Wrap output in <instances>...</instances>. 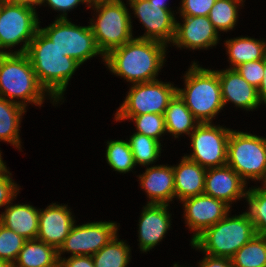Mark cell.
<instances>
[{"label": "cell", "instance_id": "obj_1", "mask_svg": "<svg viewBox=\"0 0 266 267\" xmlns=\"http://www.w3.org/2000/svg\"><path fill=\"white\" fill-rule=\"evenodd\" d=\"M167 47L159 41L135 37L110 51L104 56V62L114 75L127 82H151L158 80V73L166 62Z\"/></svg>", "mask_w": 266, "mask_h": 267}, {"label": "cell", "instance_id": "obj_2", "mask_svg": "<svg viewBox=\"0 0 266 267\" xmlns=\"http://www.w3.org/2000/svg\"><path fill=\"white\" fill-rule=\"evenodd\" d=\"M39 84L57 102H62L72 75L81 66L63 53L40 30L25 52Z\"/></svg>", "mask_w": 266, "mask_h": 267}, {"label": "cell", "instance_id": "obj_3", "mask_svg": "<svg viewBox=\"0 0 266 267\" xmlns=\"http://www.w3.org/2000/svg\"><path fill=\"white\" fill-rule=\"evenodd\" d=\"M46 96L53 105L58 104L39 84L25 53L0 54V97L26 109L28 103L42 106Z\"/></svg>", "mask_w": 266, "mask_h": 267}, {"label": "cell", "instance_id": "obj_4", "mask_svg": "<svg viewBox=\"0 0 266 267\" xmlns=\"http://www.w3.org/2000/svg\"><path fill=\"white\" fill-rule=\"evenodd\" d=\"M183 79L185 87H177L176 93L200 123L212 122L224 108L217 70L200 67L194 61Z\"/></svg>", "mask_w": 266, "mask_h": 267}, {"label": "cell", "instance_id": "obj_5", "mask_svg": "<svg viewBox=\"0 0 266 267\" xmlns=\"http://www.w3.org/2000/svg\"><path fill=\"white\" fill-rule=\"evenodd\" d=\"M229 213L215 225L206 228L191 243L192 248L216 257L232 258L255 235L248 213L231 216Z\"/></svg>", "mask_w": 266, "mask_h": 267}, {"label": "cell", "instance_id": "obj_6", "mask_svg": "<svg viewBox=\"0 0 266 267\" xmlns=\"http://www.w3.org/2000/svg\"><path fill=\"white\" fill-rule=\"evenodd\" d=\"M126 5L123 0H92L87 6L97 14L89 25L103 56L134 38L132 16Z\"/></svg>", "mask_w": 266, "mask_h": 267}, {"label": "cell", "instance_id": "obj_7", "mask_svg": "<svg viewBox=\"0 0 266 267\" xmlns=\"http://www.w3.org/2000/svg\"><path fill=\"white\" fill-rule=\"evenodd\" d=\"M227 165L246 183L251 179L266 186V138L232 129L227 145Z\"/></svg>", "mask_w": 266, "mask_h": 267}, {"label": "cell", "instance_id": "obj_8", "mask_svg": "<svg viewBox=\"0 0 266 267\" xmlns=\"http://www.w3.org/2000/svg\"><path fill=\"white\" fill-rule=\"evenodd\" d=\"M39 21L34 8L0 0V54L25 53L40 28ZM21 43L19 50H10Z\"/></svg>", "mask_w": 266, "mask_h": 267}, {"label": "cell", "instance_id": "obj_9", "mask_svg": "<svg viewBox=\"0 0 266 267\" xmlns=\"http://www.w3.org/2000/svg\"><path fill=\"white\" fill-rule=\"evenodd\" d=\"M130 87L125 100L115 113L116 121L122 122L147 113L164 114L177 89L170 82L159 80L134 83Z\"/></svg>", "mask_w": 266, "mask_h": 267}, {"label": "cell", "instance_id": "obj_10", "mask_svg": "<svg viewBox=\"0 0 266 267\" xmlns=\"http://www.w3.org/2000/svg\"><path fill=\"white\" fill-rule=\"evenodd\" d=\"M39 30L55 44L65 56L75 59L81 65L87 60L104 56L99 51L90 25L79 26L69 19H56L51 25Z\"/></svg>", "mask_w": 266, "mask_h": 267}, {"label": "cell", "instance_id": "obj_11", "mask_svg": "<svg viewBox=\"0 0 266 267\" xmlns=\"http://www.w3.org/2000/svg\"><path fill=\"white\" fill-rule=\"evenodd\" d=\"M232 129L212 122L199 123L190 134L192 153L188 159L208 169L227 165V145Z\"/></svg>", "mask_w": 266, "mask_h": 267}, {"label": "cell", "instance_id": "obj_12", "mask_svg": "<svg viewBox=\"0 0 266 267\" xmlns=\"http://www.w3.org/2000/svg\"><path fill=\"white\" fill-rule=\"evenodd\" d=\"M118 228L115 221H95L82 225H76L75 222L58 250V258L65 252L71 253V256H92L117 235Z\"/></svg>", "mask_w": 266, "mask_h": 267}, {"label": "cell", "instance_id": "obj_13", "mask_svg": "<svg viewBox=\"0 0 266 267\" xmlns=\"http://www.w3.org/2000/svg\"><path fill=\"white\" fill-rule=\"evenodd\" d=\"M126 3L145 27L144 34L136 38L159 41L167 46L172 44L177 21L174 11L150 4L149 0H127Z\"/></svg>", "mask_w": 266, "mask_h": 267}, {"label": "cell", "instance_id": "obj_14", "mask_svg": "<svg viewBox=\"0 0 266 267\" xmlns=\"http://www.w3.org/2000/svg\"><path fill=\"white\" fill-rule=\"evenodd\" d=\"M181 202L186 225L193 231L190 242L206 228L222 220L231 210L223 201L205 194L190 197Z\"/></svg>", "mask_w": 266, "mask_h": 267}, {"label": "cell", "instance_id": "obj_15", "mask_svg": "<svg viewBox=\"0 0 266 267\" xmlns=\"http://www.w3.org/2000/svg\"><path fill=\"white\" fill-rule=\"evenodd\" d=\"M182 24L176 21L173 46L189 50H205L219 43V33L208 16H179Z\"/></svg>", "mask_w": 266, "mask_h": 267}, {"label": "cell", "instance_id": "obj_16", "mask_svg": "<svg viewBox=\"0 0 266 267\" xmlns=\"http://www.w3.org/2000/svg\"><path fill=\"white\" fill-rule=\"evenodd\" d=\"M247 192V183L230 166L206 170L205 195L221 200L231 208L232 202L246 198Z\"/></svg>", "mask_w": 266, "mask_h": 267}, {"label": "cell", "instance_id": "obj_17", "mask_svg": "<svg viewBox=\"0 0 266 267\" xmlns=\"http://www.w3.org/2000/svg\"><path fill=\"white\" fill-rule=\"evenodd\" d=\"M74 218L71 209L65 204L52 203L45 209H40L36 239L59 250L76 222Z\"/></svg>", "mask_w": 266, "mask_h": 267}, {"label": "cell", "instance_id": "obj_18", "mask_svg": "<svg viewBox=\"0 0 266 267\" xmlns=\"http://www.w3.org/2000/svg\"><path fill=\"white\" fill-rule=\"evenodd\" d=\"M169 205L146 204L139 217V248L143 253L153 249L171 228Z\"/></svg>", "mask_w": 266, "mask_h": 267}, {"label": "cell", "instance_id": "obj_19", "mask_svg": "<svg viewBox=\"0 0 266 267\" xmlns=\"http://www.w3.org/2000/svg\"><path fill=\"white\" fill-rule=\"evenodd\" d=\"M223 105L231 102L237 108L252 111L261 105L257 88L249 84L235 69L217 70Z\"/></svg>", "mask_w": 266, "mask_h": 267}, {"label": "cell", "instance_id": "obj_20", "mask_svg": "<svg viewBox=\"0 0 266 267\" xmlns=\"http://www.w3.org/2000/svg\"><path fill=\"white\" fill-rule=\"evenodd\" d=\"M138 179L141 189H144L150 200L147 204L170 205L169 202L175 198L173 166H146L145 172Z\"/></svg>", "mask_w": 266, "mask_h": 267}, {"label": "cell", "instance_id": "obj_21", "mask_svg": "<svg viewBox=\"0 0 266 267\" xmlns=\"http://www.w3.org/2000/svg\"><path fill=\"white\" fill-rule=\"evenodd\" d=\"M206 168L183 156L173 165L175 198L183 201L204 194Z\"/></svg>", "mask_w": 266, "mask_h": 267}, {"label": "cell", "instance_id": "obj_22", "mask_svg": "<svg viewBox=\"0 0 266 267\" xmlns=\"http://www.w3.org/2000/svg\"><path fill=\"white\" fill-rule=\"evenodd\" d=\"M0 214V223L26 240L36 239L39 230V210L30 204H12Z\"/></svg>", "mask_w": 266, "mask_h": 267}, {"label": "cell", "instance_id": "obj_23", "mask_svg": "<svg viewBox=\"0 0 266 267\" xmlns=\"http://www.w3.org/2000/svg\"><path fill=\"white\" fill-rule=\"evenodd\" d=\"M58 250L38 239L26 240L13 267H59Z\"/></svg>", "mask_w": 266, "mask_h": 267}, {"label": "cell", "instance_id": "obj_24", "mask_svg": "<svg viewBox=\"0 0 266 267\" xmlns=\"http://www.w3.org/2000/svg\"><path fill=\"white\" fill-rule=\"evenodd\" d=\"M225 48L230 60L229 68L235 69L240 64L257 61L266 57V41L251 37H236L225 41Z\"/></svg>", "mask_w": 266, "mask_h": 267}, {"label": "cell", "instance_id": "obj_25", "mask_svg": "<svg viewBox=\"0 0 266 267\" xmlns=\"http://www.w3.org/2000/svg\"><path fill=\"white\" fill-rule=\"evenodd\" d=\"M164 121L166 132L173 135L175 139L182 134L190 136L200 123L177 93L165 109Z\"/></svg>", "mask_w": 266, "mask_h": 267}, {"label": "cell", "instance_id": "obj_26", "mask_svg": "<svg viewBox=\"0 0 266 267\" xmlns=\"http://www.w3.org/2000/svg\"><path fill=\"white\" fill-rule=\"evenodd\" d=\"M26 109L12 101L0 97V141L8 142L21 149L20 125Z\"/></svg>", "mask_w": 266, "mask_h": 267}, {"label": "cell", "instance_id": "obj_27", "mask_svg": "<svg viewBox=\"0 0 266 267\" xmlns=\"http://www.w3.org/2000/svg\"><path fill=\"white\" fill-rule=\"evenodd\" d=\"M130 257V246L126 241L120 240L118 234L92 255L95 267H128Z\"/></svg>", "mask_w": 266, "mask_h": 267}, {"label": "cell", "instance_id": "obj_28", "mask_svg": "<svg viewBox=\"0 0 266 267\" xmlns=\"http://www.w3.org/2000/svg\"><path fill=\"white\" fill-rule=\"evenodd\" d=\"M231 260L233 267H266V237L256 234Z\"/></svg>", "mask_w": 266, "mask_h": 267}, {"label": "cell", "instance_id": "obj_29", "mask_svg": "<svg viewBox=\"0 0 266 267\" xmlns=\"http://www.w3.org/2000/svg\"><path fill=\"white\" fill-rule=\"evenodd\" d=\"M128 143L136 165L149 166L161 156L162 143L146 135L134 132Z\"/></svg>", "mask_w": 266, "mask_h": 267}, {"label": "cell", "instance_id": "obj_30", "mask_svg": "<svg viewBox=\"0 0 266 267\" xmlns=\"http://www.w3.org/2000/svg\"><path fill=\"white\" fill-rule=\"evenodd\" d=\"M244 2L245 0H216L208 18L218 33L234 29L238 22L239 7L243 6Z\"/></svg>", "mask_w": 266, "mask_h": 267}, {"label": "cell", "instance_id": "obj_31", "mask_svg": "<svg viewBox=\"0 0 266 267\" xmlns=\"http://www.w3.org/2000/svg\"><path fill=\"white\" fill-rule=\"evenodd\" d=\"M257 187L248 189L245 198L249 206L247 213L254 224L256 234L266 237V186Z\"/></svg>", "mask_w": 266, "mask_h": 267}, {"label": "cell", "instance_id": "obj_32", "mask_svg": "<svg viewBox=\"0 0 266 267\" xmlns=\"http://www.w3.org/2000/svg\"><path fill=\"white\" fill-rule=\"evenodd\" d=\"M106 145V162L113 171L126 174L135 169L136 164L128 140H110Z\"/></svg>", "mask_w": 266, "mask_h": 267}, {"label": "cell", "instance_id": "obj_33", "mask_svg": "<svg viewBox=\"0 0 266 267\" xmlns=\"http://www.w3.org/2000/svg\"><path fill=\"white\" fill-rule=\"evenodd\" d=\"M130 120L135 123L136 132L161 141L160 137L166 132L164 114L147 113L133 116Z\"/></svg>", "mask_w": 266, "mask_h": 267}, {"label": "cell", "instance_id": "obj_34", "mask_svg": "<svg viewBox=\"0 0 266 267\" xmlns=\"http://www.w3.org/2000/svg\"><path fill=\"white\" fill-rule=\"evenodd\" d=\"M26 239L0 223V259L16 261Z\"/></svg>", "mask_w": 266, "mask_h": 267}, {"label": "cell", "instance_id": "obj_35", "mask_svg": "<svg viewBox=\"0 0 266 267\" xmlns=\"http://www.w3.org/2000/svg\"><path fill=\"white\" fill-rule=\"evenodd\" d=\"M11 176L12 174L6 166L0 170V208L6 207L11 201H14L20 192L19 185Z\"/></svg>", "mask_w": 266, "mask_h": 267}, {"label": "cell", "instance_id": "obj_36", "mask_svg": "<svg viewBox=\"0 0 266 267\" xmlns=\"http://www.w3.org/2000/svg\"><path fill=\"white\" fill-rule=\"evenodd\" d=\"M236 71L252 86L258 89L264 75V59L240 64Z\"/></svg>", "mask_w": 266, "mask_h": 267}, {"label": "cell", "instance_id": "obj_37", "mask_svg": "<svg viewBox=\"0 0 266 267\" xmlns=\"http://www.w3.org/2000/svg\"><path fill=\"white\" fill-rule=\"evenodd\" d=\"M180 16H208L216 0H181Z\"/></svg>", "mask_w": 266, "mask_h": 267}, {"label": "cell", "instance_id": "obj_38", "mask_svg": "<svg viewBox=\"0 0 266 267\" xmlns=\"http://www.w3.org/2000/svg\"><path fill=\"white\" fill-rule=\"evenodd\" d=\"M91 0H43V5L48 6L55 11H60L61 13L55 19H67V12L76 8L80 3H86L90 5Z\"/></svg>", "mask_w": 266, "mask_h": 267}, {"label": "cell", "instance_id": "obj_39", "mask_svg": "<svg viewBox=\"0 0 266 267\" xmlns=\"http://www.w3.org/2000/svg\"><path fill=\"white\" fill-rule=\"evenodd\" d=\"M59 267H95L92 256H70L59 258Z\"/></svg>", "mask_w": 266, "mask_h": 267}, {"label": "cell", "instance_id": "obj_40", "mask_svg": "<svg viewBox=\"0 0 266 267\" xmlns=\"http://www.w3.org/2000/svg\"><path fill=\"white\" fill-rule=\"evenodd\" d=\"M198 264L199 267H233L230 258L216 257L208 254H205L204 258Z\"/></svg>", "mask_w": 266, "mask_h": 267}, {"label": "cell", "instance_id": "obj_41", "mask_svg": "<svg viewBox=\"0 0 266 267\" xmlns=\"http://www.w3.org/2000/svg\"><path fill=\"white\" fill-rule=\"evenodd\" d=\"M261 84L259 85L257 91L261 104L266 106V57L264 58V75Z\"/></svg>", "mask_w": 266, "mask_h": 267}, {"label": "cell", "instance_id": "obj_42", "mask_svg": "<svg viewBox=\"0 0 266 267\" xmlns=\"http://www.w3.org/2000/svg\"><path fill=\"white\" fill-rule=\"evenodd\" d=\"M6 2L12 3V4H18V5H25L31 8H34L36 10V6H41L43 3V0H4Z\"/></svg>", "mask_w": 266, "mask_h": 267}, {"label": "cell", "instance_id": "obj_43", "mask_svg": "<svg viewBox=\"0 0 266 267\" xmlns=\"http://www.w3.org/2000/svg\"><path fill=\"white\" fill-rule=\"evenodd\" d=\"M149 2H150V4L159 6L160 8H163V9H171L167 5V3H166L167 1L166 0H149Z\"/></svg>", "mask_w": 266, "mask_h": 267}, {"label": "cell", "instance_id": "obj_44", "mask_svg": "<svg viewBox=\"0 0 266 267\" xmlns=\"http://www.w3.org/2000/svg\"><path fill=\"white\" fill-rule=\"evenodd\" d=\"M0 267H13V265L6 260L0 259Z\"/></svg>", "mask_w": 266, "mask_h": 267}, {"label": "cell", "instance_id": "obj_45", "mask_svg": "<svg viewBox=\"0 0 266 267\" xmlns=\"http://www.w3.org/2000/svg\"><path fill=\"white\" fill-rule=\"evenodd\" d=\"M1 155H2V153H1V151H0V170H1L2 168H4L5 166H7V165H6V162L3 161Z\"/></svg>", "mask_w": 266, "mask_h": 267}, {"label": "cell", "instance_id": "obj_46", "mask_svg": "<svg viewBox=\"0 0 266 267\" xmlns=\"http://www.w3.org/2000/svg\"><path fill=\"white\" fill-rule=\"evenodd\" d=\"M173 267H184V266H181V265H178L177 263L173 265Z\"/></svg>", "mask_w": 266, "mask_h": 267}]
</instances>
